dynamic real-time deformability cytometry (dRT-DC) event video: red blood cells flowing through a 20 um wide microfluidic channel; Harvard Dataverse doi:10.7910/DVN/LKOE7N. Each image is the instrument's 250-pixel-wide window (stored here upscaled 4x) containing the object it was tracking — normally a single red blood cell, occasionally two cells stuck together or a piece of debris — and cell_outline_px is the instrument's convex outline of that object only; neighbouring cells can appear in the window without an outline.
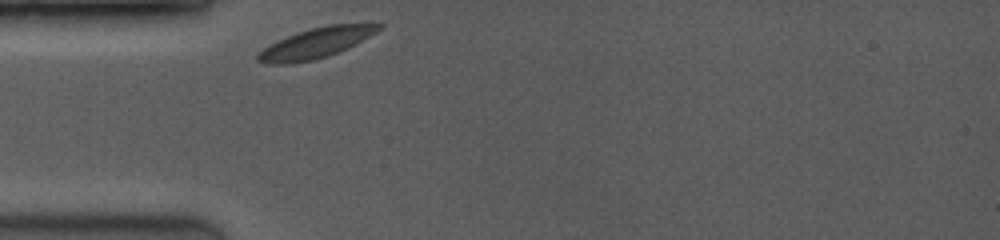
{"species": "common noctule bat (a hibernating species)", "species_latin": "Nyctalus noctula", "temperature_condition": "room temperature", "stored_images_in_passage": 34, "camera_frame_rate_fps": 3500, "um_per_image_px": 0.085, "animal": {"sex": "female", "body_mass_g": 19.0, "forearm_length_mm": 53.3}, "frame": {"image": 1, "passage_image": 1, "time_ms": 0.0, "image_size_px": [1000, 240], "cell_outline_px": [[384, 28], [348, 48], [328, 56], [312, 60], [292, 64], [268, 64], [256, 60], [256, 52], [268, 44], [296, 32], [328, 24], [384, 24]], "centroid_in_image_um": [26.81, 3.66], "position_along_channel_um": 58.2, "area_um2": 21.5}}
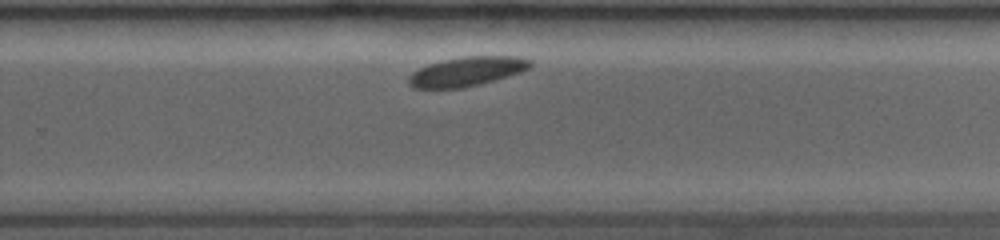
{"frame": {"image": 2, "passage_image": 23, "time_ms": 6.286, "image_size_px": [1000, 240], "cell_outline_px": [[532, 64], [528, 68], [520, 72], [480, 84], [460, 88], [412, 88], [408, 84], [408, 76], [412, 72], [428, 64], [440, 60], [464, 56], [516, 56], [532, 60]], "centroid_in_image_um": [39.64, 6.07], "position_along_channel_um": 290.2, "area_um2": 20.75}}
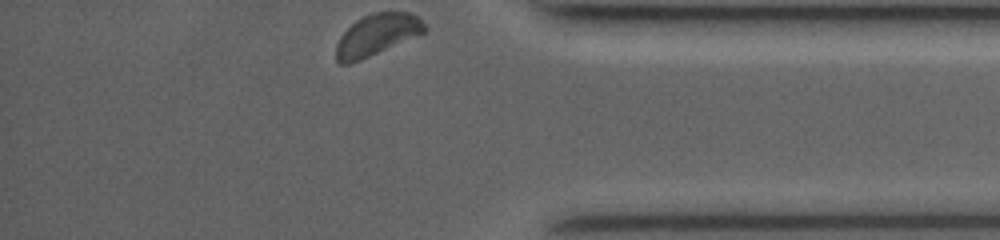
{"frame": {"image": 3, "passage_image": 34, "time_ms": 9.429, "image_size_px": [1000, 240], "cell_outline_px": [[428, 28], [424, 32], [360, 60], [348, 64], [340, 64], [336, 60], [336, 44], [340, 36], [356, 20], [372, 12], [408, 12], [416, 16]], "centroid_in_image_um": [31.99, 2.95], "position_along_channel_um": 403.2, "area_um2": 20.92}}